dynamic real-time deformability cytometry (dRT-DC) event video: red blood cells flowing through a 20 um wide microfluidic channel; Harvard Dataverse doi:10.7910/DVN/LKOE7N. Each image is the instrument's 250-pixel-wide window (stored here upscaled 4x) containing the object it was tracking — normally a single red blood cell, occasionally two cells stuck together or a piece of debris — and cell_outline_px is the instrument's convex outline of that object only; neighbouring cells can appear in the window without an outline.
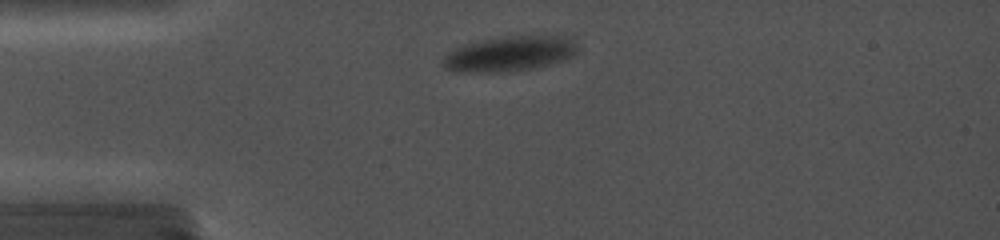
{"species": "common noctule bat (a hibernating species)", "species_latin": "Nyctalus noctula", "temperature_condition": "cold", "stored_images_in_passage": 13, "camera_frame_rate_fps": 5000, "um_per_image_px": 0.085, "animal": {"sex": "female", "body_mass_g": 19.0, "forearm_length_mm": 56.7}, "frame": {"image": 1, "passage_image": 4, "time_ms": 1.6, "image_size_px": [1000, 240], "cell_outline_px": [[580, 52], [564, 60], [532, 68], [500, 72], [456, 72], [448, 68], [444, 64], [444, 56], [448, 52], [464, 44], [484, 40], [508, 36], [560, 36], [576, 40]], "centroid_in_image_um": [43.37, 4.56], "position_along_channel_um": 41.6, "area_um2": 27.28}}
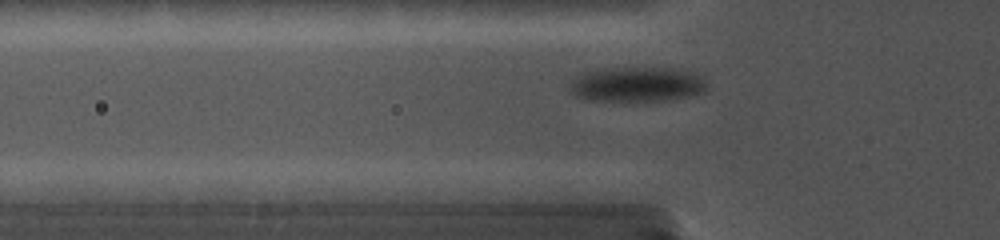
{"frame": {"image": 2, "passage_image": 7, "time_ms": 3.2, "image_size_px": [1000, 240], "cell_outline_px": [[708, 92], [692, 96], [672, 100], [636, 104], [584, 100], [576, 96], [568, 88], [572, 80], [576, 76], [596, 68], [684, 68], [696, 72], [708, 80]], "centroid_in_image_um": [54.23, 7.22], "position_along_channel_um": 71.6, "area_um2": 29.88}}